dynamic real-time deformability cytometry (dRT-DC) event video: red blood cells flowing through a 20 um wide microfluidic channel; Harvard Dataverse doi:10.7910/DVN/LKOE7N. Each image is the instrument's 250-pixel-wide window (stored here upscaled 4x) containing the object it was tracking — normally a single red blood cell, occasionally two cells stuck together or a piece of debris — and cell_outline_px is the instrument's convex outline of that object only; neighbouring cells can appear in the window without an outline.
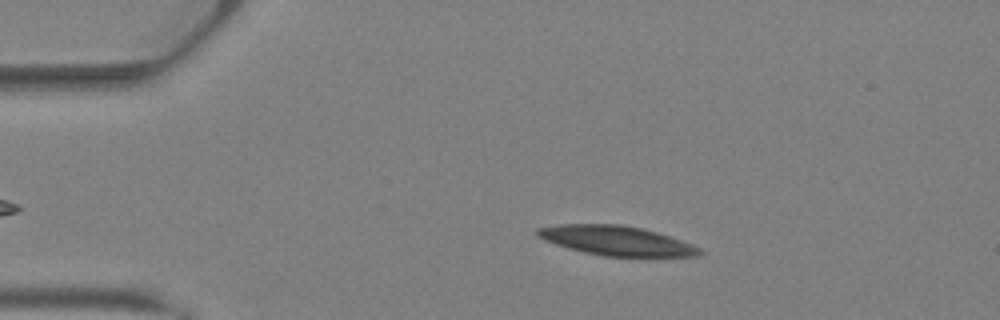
{"species": "Egyptian fruit bat (a non-hibernating species)", "species_latin": "Rousettus aegyptiacus", "temperature_condition": "warm", "stored_images_in_passage": 17, "segment_of_instrument_passage": [1, 2], "camera_frame_rate_fps": 3000, "um_per_image_px": 0.085, "animal": {"sex": "female"}, "frame": {"image": 1, "passage_image": 7, "time_ms": 2.0, "image_size_px": [1000, 320], "cell_outline_px": [[704, 252], [700, 256], [604, 256], [584, 252], [568, 248], [544, 240], [536, 236], [536, 228], [560, 224], [620, 224], [640, 228], [656, 232], [692, 244], [700, 248]], "centroid_in_image_um": [52.37, 20.45], "position_along_channel_um": 32.6, "area_um2": 27.69}}
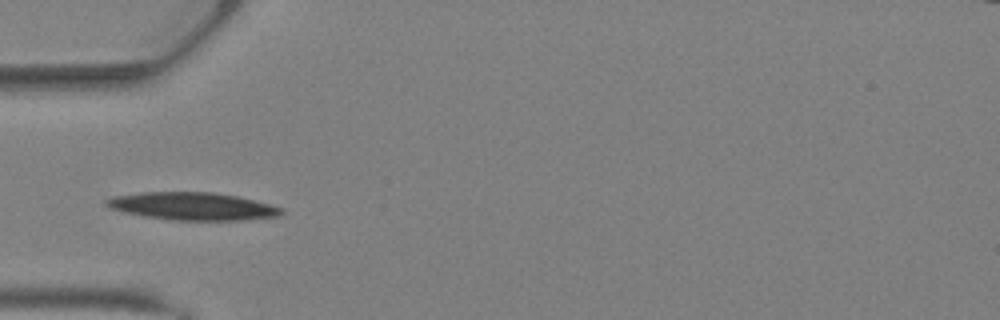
{"frame": {"image": 2, "passage_image": 12, "time_ms": 3.667, "image_size_px": [1000, 320], "cell_outline_px": [[284, 212], [280, 216], [244, 220], [172, 220], [144, 216], [124, 212], [108, 208], [104, 204], [104, 200], [112, 196], [140, 192], [212, 192], [236, 196], [284, 208]], "centroid_in_image_um": [16.32, 17.53], "position_along_channel_um": 68.7, "area_um2": 28.32}}